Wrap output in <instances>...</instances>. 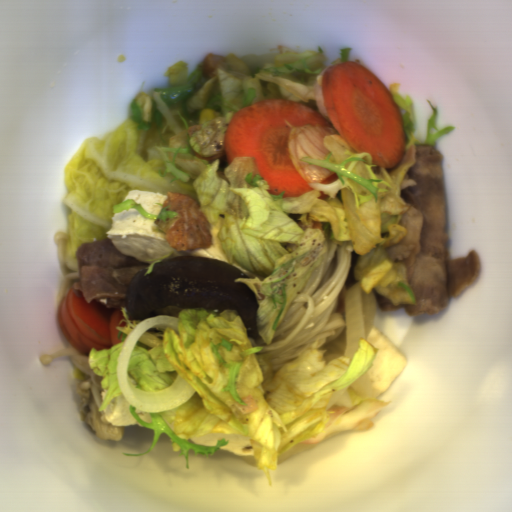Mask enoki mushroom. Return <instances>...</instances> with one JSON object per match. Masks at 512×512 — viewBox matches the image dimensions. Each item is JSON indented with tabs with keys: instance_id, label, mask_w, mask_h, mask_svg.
<instances>
[{
	"instance_id": "enoki-mushroom-3",
	"label": "enoki mushroom",
	"mask_w": 512,
	"mask_h": 512,
	"mask_svg": "<svg viewBox=\"0 0 512 512\" xmlns=\"http://www.w3.org/2000/svg\"><path fill=\"white\" fill-rule=\"evenodd\" d=\"M54 241L63 274V279L57 291V304L59 308L62 298L66 297L71 289L77 297H82V289L78 263L71 261L67 256L68 234L66 231L55 233Z\"/></svg>"
},
{
	"instance_id": "enoki-mushroom-2",
	"label": "enoki mushroom",
	"mask_w": 512,
	"mask_h": 512,
	"mask_svg": "<svg viewBox=\"0 0 512 512\" xmlns=\"http://www.w3.org/2000/svg\"><path fill=\"white\" fill-rule=\"evenodd\" d=\"M89 354H81L71 344L63 350L52 355H43L40 362L46 367L51 365L54 360L62 357H68L72 360L76 370L84 373V378L75 388L79 398V414L88 426V428L100 440L121 441L125 429L123 426L111 425L102 421L103 410L98 411L104 400L102 397V375L94 374L89 365Z\"/></svg>"
},
{
	"instance_id": "enoki-mushroom-1",
	"label": "enoki mushroom",
	"mask_w": 512,
	"mask_h": 512,
	"mask_svg": "<svg viewBox=\"0 0 512 512\" xmlns=\"http://www.w3.org/2000/svg\"><path fill=\"white\" fill-rule=\"evenodd\" d=\"M351 241L326 242L323 257L293 296L270 345L259 332L253 338L273 375L305 351L325 350L326 363L346 356L347 323L336 311L353 260Z\"/></svg>"
}]
</instances>
